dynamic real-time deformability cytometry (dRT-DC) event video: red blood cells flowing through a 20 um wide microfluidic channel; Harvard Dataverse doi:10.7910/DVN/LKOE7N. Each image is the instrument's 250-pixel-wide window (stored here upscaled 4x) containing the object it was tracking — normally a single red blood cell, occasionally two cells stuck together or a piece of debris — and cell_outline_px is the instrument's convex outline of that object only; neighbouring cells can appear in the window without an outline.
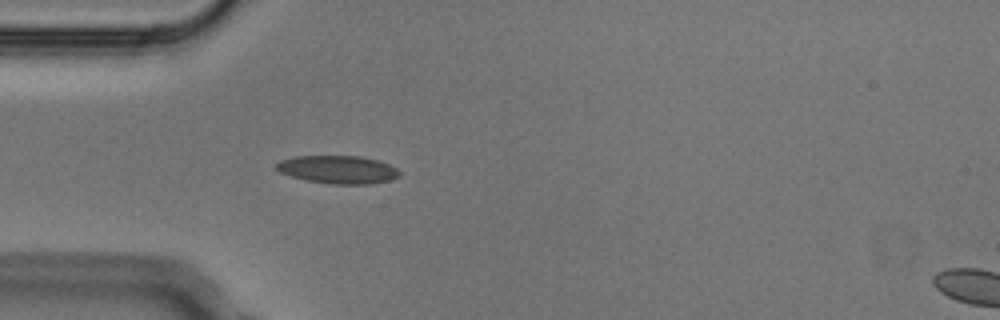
{"species": "Egyptian fruit bat (a non-hibernating species)", "species_latin": "Rousettus aegyptiacus", "temperature_condition": "cold", "stored_images_in_passage": 5, "segment_of_instrument_passage": [1, 2], "camera_frame_rate_fps": 3000, "um_per_image_px": 0.085, "animal": {"sex": "male"}, "frame": {"image": 1, "passage_image": 4, "time_ms": 1.0, "image_size_px": [1000, 320], "cell_outline_px": [[400, 176], [388, 180], [372, 184], [332, 184], [304, 180], [280, 172], [276, 168], [276, 164], [280, 160], [296, 156], [360, 156], [380, 160], [396, 168], [400, 172]], "centroid_in_image_um": [28.74, 14.41], "position_along_channel_um": 56.3, "area_um2": 20.11}}